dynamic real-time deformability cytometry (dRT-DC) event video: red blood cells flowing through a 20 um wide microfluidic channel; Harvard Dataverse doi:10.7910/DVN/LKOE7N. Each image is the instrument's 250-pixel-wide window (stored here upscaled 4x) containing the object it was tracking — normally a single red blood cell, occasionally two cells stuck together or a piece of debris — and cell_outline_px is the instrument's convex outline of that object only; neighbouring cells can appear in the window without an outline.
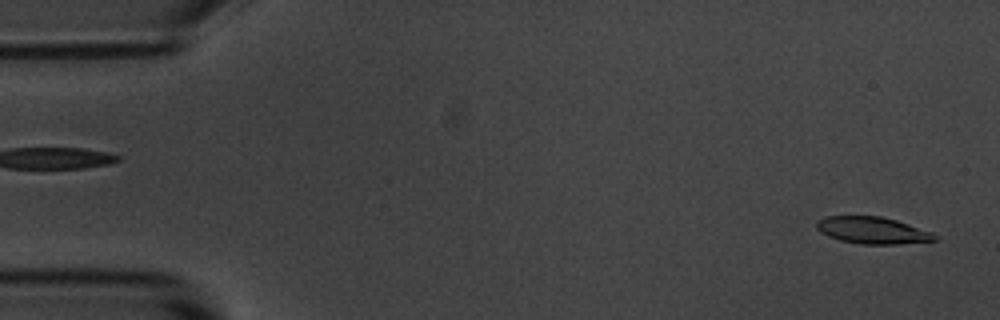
{"species": "common noctule bat (a hibernating species)", "species_latin": "Nyctalus noctula", "temperature_condition": "room temperature", "stored_images_in_passage": 54, "segment_of_instrument_passage": [1, 2], "camera_frame_rate_fps": 3000, "um_per_image_px": 0.085, "animal": {"sex": "male", "body_mass_g": 20.1, "forearm_length_mm": 53.5}, "frame": {"image": 1, "passage_image": 1, "time_ms": 0.0, "image_size_px": [1000, 320], "cell_outline_px": [[936, 240], [900, 244], [860, 244], [840, 240], [828, 236], [820, 232], [816, 228], [816, 220], [824, 216], [880, 216], [896, 220], [932, 232], [936, 236]], "centroid_in_image_um": [74.11, 19.57], "position_along_channel_um": 10.9, "area_um2": 18.5}}
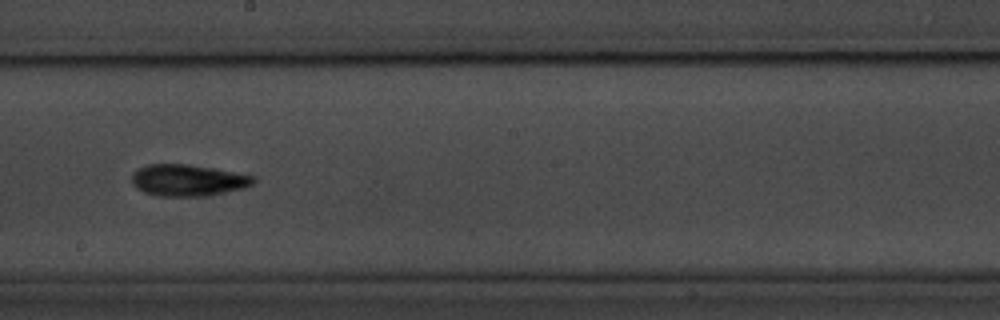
{"frame": {"image": 2, "passage_image": 29, "time_ms": 9.333, "image_size_px": [1000, 320], "cell_outline_px": [[256, 180], [252, 184], [244, 188], [204, 196], [156, 196], [144, 192], [136, 188], [132, 184], [132, 172], [148, 164], [188, 164], [256, 176]], "centroid_in_image_um": [15.94, 15.32], "position_along_channel_um": 232.3, "area_um2": 22.31}}
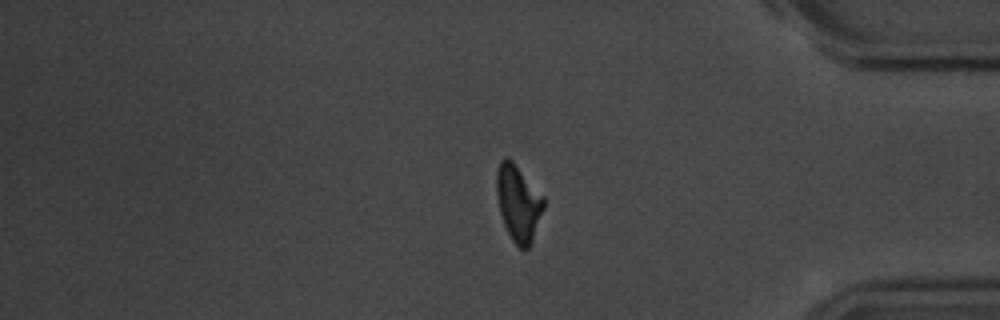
{"frame": {"image": 3, "passage_image": 44, "time_ms": 14.333, "image_size_px": [1000, 320], "cell_outline_px": [[544, 208], [532, 244], [528, 248], [520, 248], [512, 240], [504, 224], [500, 212], [496, 192], [496, 172], [500, 160], [504, 156], [508, 156], [512, 160], [544, 196]], "centroid_in_image_um": [44.06, 17.24], "position_along_channel_um": 391.1, "area_um2": 21.1}}